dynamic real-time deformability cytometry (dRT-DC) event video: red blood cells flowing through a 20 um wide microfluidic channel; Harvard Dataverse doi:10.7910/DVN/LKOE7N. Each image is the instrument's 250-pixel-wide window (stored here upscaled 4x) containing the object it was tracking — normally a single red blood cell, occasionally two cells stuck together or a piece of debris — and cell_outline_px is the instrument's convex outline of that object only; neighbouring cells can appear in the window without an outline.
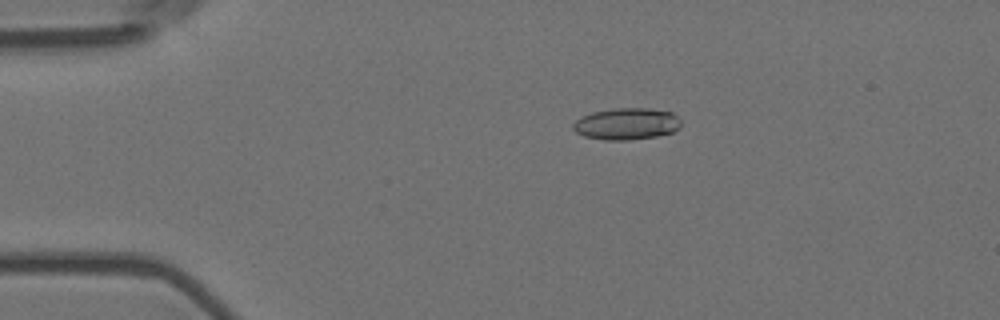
{"species": "Egyptian fruit bat (a non-hibernating species)", "species_latin": "Rousettus aegyptiacus", "temperature_condition": "room temperature", "stored_images_in_passage": 49, "camera_frame_rate_fps": 3000, "um_per_image_px": 0.085, "animal": {"sex": "female"}, "frame": {"image": 1, "passage_image": 4, "time_ms": 1.0, "image_size_px": [1000, 320], "cell_outline_px": [[680, 128], [672, 132], [656, 136], [628, 140], [604, 140], [584, 136], [576, 132], [572, 128], [572, 124], [580, 116], [592, 112], [616, 108], [648, 108], [672, 112], [680, 120]], "centroid_in_image_um": [53.23, 10.52], "position_along_channel_um": 31.8, "area_um2": 20.0}}
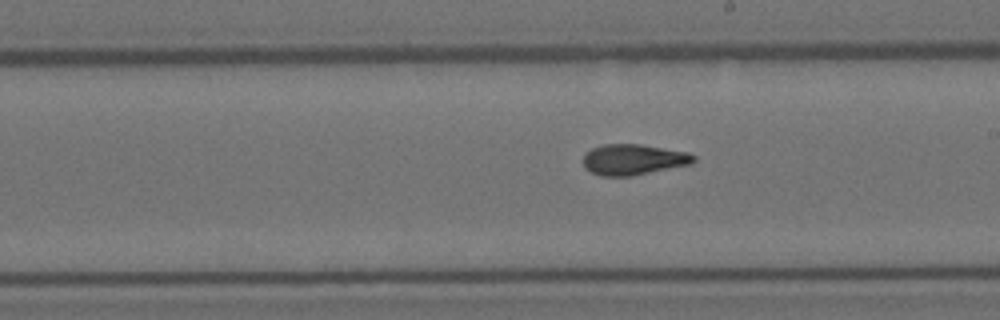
{"frame": {"image": 2, "passage_image": 25, "time_ms": 8.0, "image_size_px": [1000, 320], "cell_outline_px": [[696, 160], [692, 164], [632, 176], [600, 176], [584, 168], [584, 152], [592, 148], [604, 144], [640, 144], [688, 152], [696, 156]], "centroid_in_image_um": [53.84, 13.56], "position_along_channel_um": 235.2, "area_um2": 19.94}}
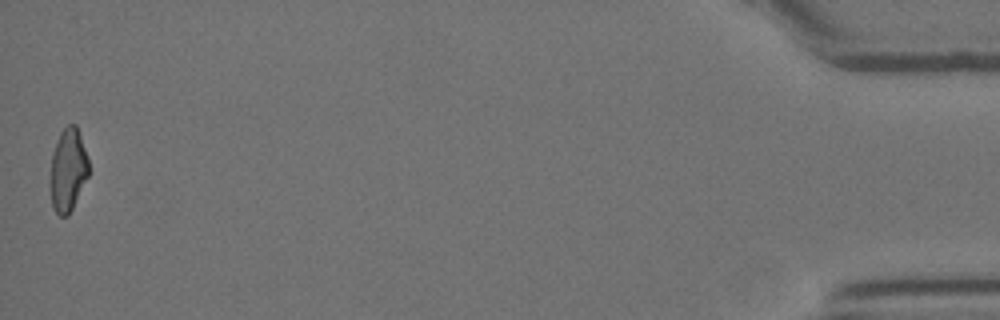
{"frame": {"image": 3, "passage_image": 49, "time_ms": 16.0, "image_size_px": [1000, 320], "cell_outline_px": [[88, 176], [68, 216], [60, 216], [52, 208], [52, 152], [60, 132], [68, 124], [76, 124], [88, 160]], "centroid_in_image_um": [5.79, 14.43], "position_along_channel_um": 429.4, "area_um2": 17.98}, "authors_computed_cell_mechanics": {"area_um2": 19.5364, "velocity_mm_per_s": 3.5991, "shape_relaxation_time_tau1_ms": 9.4603, "shape_relaxation_time_tau2_ms": 2.6046, "deformation_change_tau1": 0.2309, "deformation_change_tau2": 0.1013}}